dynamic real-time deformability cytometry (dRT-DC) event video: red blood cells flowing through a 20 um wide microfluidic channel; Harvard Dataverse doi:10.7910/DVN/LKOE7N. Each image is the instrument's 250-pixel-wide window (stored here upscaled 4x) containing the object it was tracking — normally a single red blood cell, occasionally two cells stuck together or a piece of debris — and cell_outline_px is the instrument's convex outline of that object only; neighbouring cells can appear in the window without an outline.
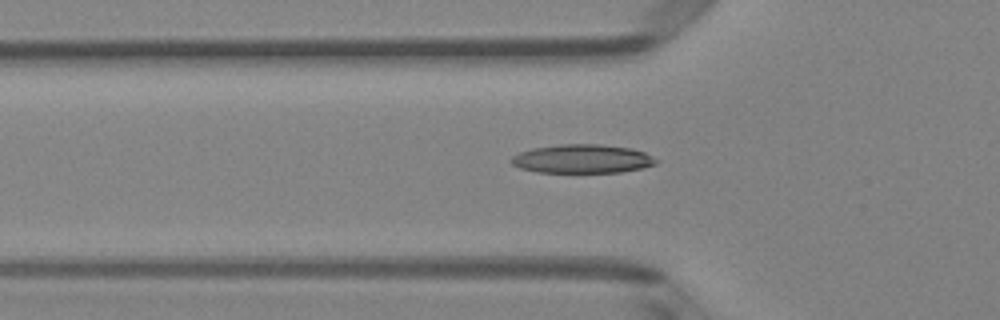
{"species": "Egyptian fruit bat (a non-hibernating species)", "species_latin": "Rousettus aegyptiacus", "temperature_condition": "room temperature", "stored_images_in_passage": 47, "camera_frame_rate_fps": 3000, "um_per_image_px": 0.085, "animal": {"sex": "female"}, "frame": {"image": 1, "passage_image": 17, "time_ms": 5.333, "image_size_px": [1000, 320], "cell_outline_px": [[660, 160], [656, 164], [644, 168], [620, 172], [536, 172], [520, 168], [512, 164], [508, 160], [512, 156], [520, 152], [532, 148], [560, 144], [600, 144], [632, 148], [644, 152]], "centroid_in_image_um": [49.5, 13.5], "position_along_channel_um": 76.3, "area_um2": 24.45}}
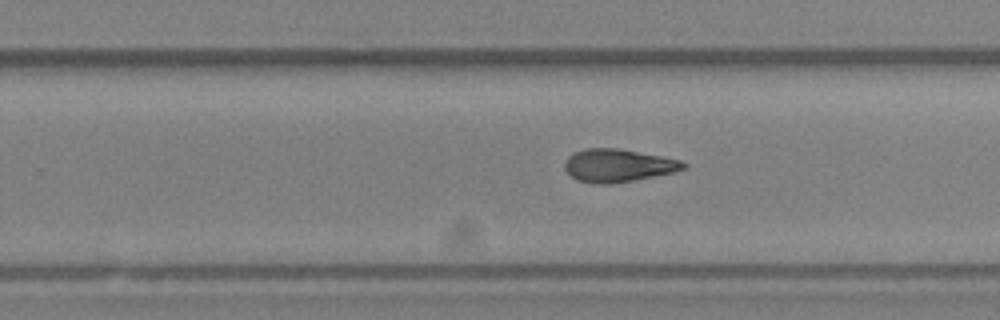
{"frame": {"image": 2, "passage_image": 32, "time_ms": 10.333, "image_size_px": [1000, 320], "cell_outline_px": [[688, 164], [684, 168], [676, 172], [612, 184], [596, 184], [576, 180], [564, 168], [564, 160], [568, 156], [584, 148], [616, 148], [660, 156], [680, 160]], "centroid_in_image_um": [52.51, 14.07], "position_along_channel_um": 277.3, "area_um2": 22.72}}
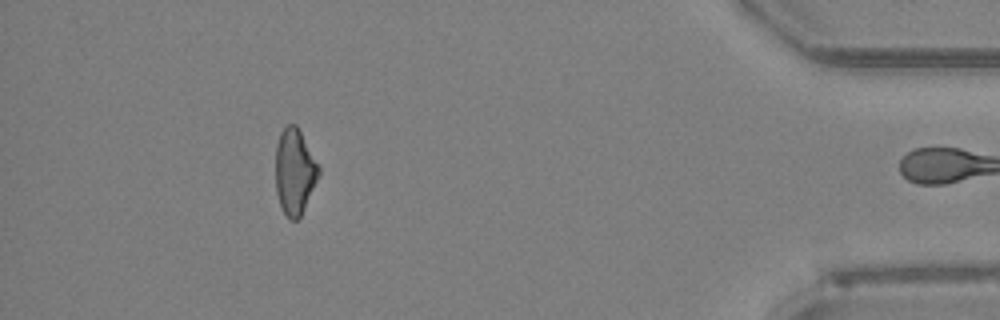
{"frame": {"image": 3, "passage_image": 46, "time_ms": 15.0, "image_size_px": [1000, 320], "cell_outline_px": [[320, 172], [304, 208], [300, 216], [296, 220], [292, 220], [284, 212], [280, 204], [276, 192], [276, 144], [280, 132], [288, 124], [296, 124], [320, 168]], "centroid_in_image_um": [25.02, 14.56], "position_along_channel_um": 410.2, "area_um2": 21.1}, "authors_computed_cell_mechanics": {"area_um2": 22.7154, "velocity_mm_per_s": 4.0242, "shape_relaxation_time_tau1_ms": null, "shape_relaxation_time_tau2_ms": 7.0927, "deformation_change_tau1": null, "deformation_change_tau2": 0.1631}}